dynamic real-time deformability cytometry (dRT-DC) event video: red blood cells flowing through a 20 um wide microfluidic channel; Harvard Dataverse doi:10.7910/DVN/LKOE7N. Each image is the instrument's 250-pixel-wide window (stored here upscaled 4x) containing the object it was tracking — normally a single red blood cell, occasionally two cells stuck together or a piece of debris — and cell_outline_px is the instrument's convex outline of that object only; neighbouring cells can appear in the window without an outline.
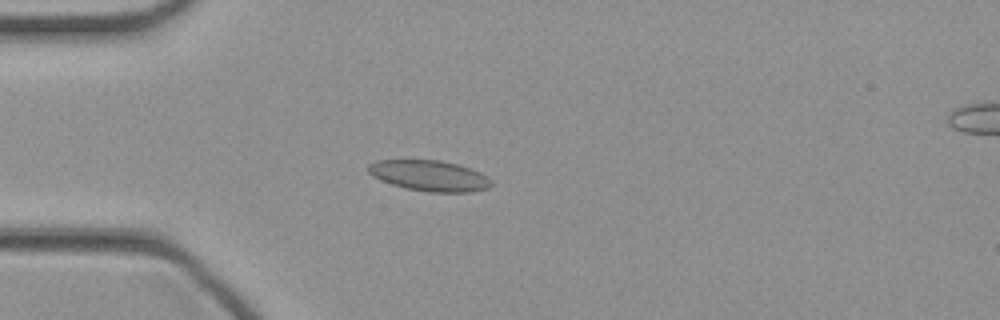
{"species": "common noctule bat (a hibernating species)", "species_latin": "Nyctalus noctula", "temperature_condition": "cold", "stored_images_in_passage": 45, "camera_frame_rate_fps": 3000, "um_per_image_px": 0.085, "animal": {"sex": "female", "body_mass_g": 21.9}, "frame": {"image": 1, "passage_image": 12, "time_ms": 3.667, "image_size_px": [1000, 320], "cell_outline_px": [[492, 184], [488, 188], [472, 192], [432, 192], [404, 188], [380, 180], [372, 176], [368, 172], [368, 164], [376, 160], [440, 160], [456, 164], [480, 172], [488, 176], [492, 180]], "centroid_in_image_um": [36.5, 14.94], "position_along_channel_um": 48.5, "area_um2": 22.08}}
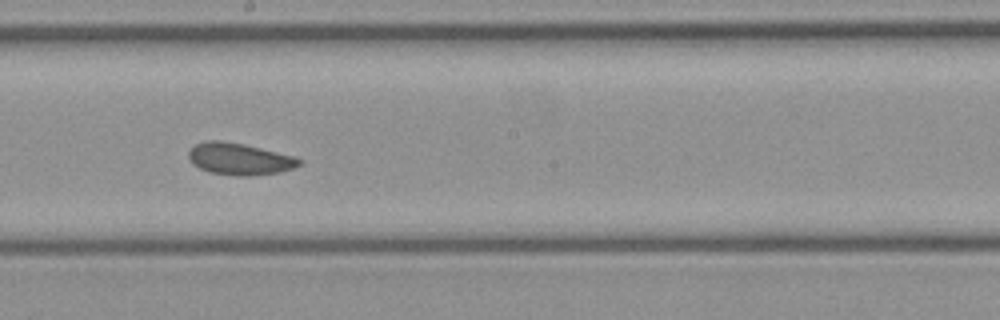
{"frame": {"image": 2, "passage_image": 25, "time_ms": 8.0, "image_size_px": [1000, 320], "cell_outline_px": [[304, 160], [296, 168], [280, 172], [252, 176], [236, 176], [208, 172], [192, 164], [188, 156], [188, 152], [196, 144], [208, 140], [220, 140], [244, 144], [296, 156]], "centroid_in_image_um": [20.4, 13.52], "position_along_channel_um": 227.8, "area_um2": 20.81}}
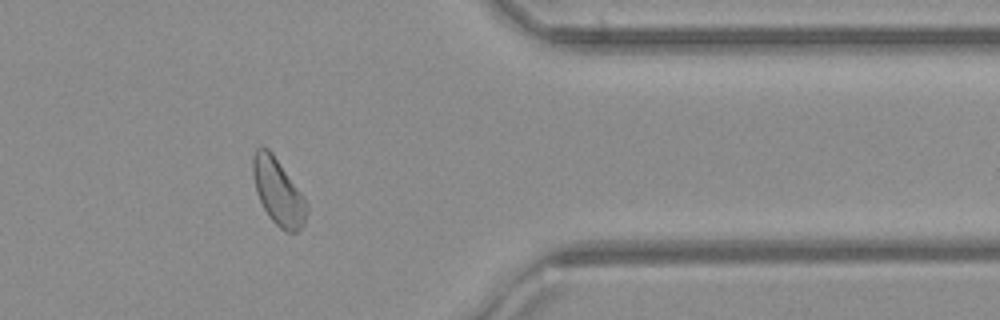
{"frame": {"image": 3, "passage_image": 37, "time_ms": 12.0, "image_size_px": [1000, 320], "cell_outline_px": [[308, 208], [304, 224], [296, 232], [284, 232], [268, 216], [256, 192], [252, 172], [252, 156], [256, 148], [268, 148], [272, 152], [304, 196], [308, 204]], "centroid_in_image_um": [23.64, 16.31], "position_along_channel_um": 387.8, "area_um2": 20.81}}